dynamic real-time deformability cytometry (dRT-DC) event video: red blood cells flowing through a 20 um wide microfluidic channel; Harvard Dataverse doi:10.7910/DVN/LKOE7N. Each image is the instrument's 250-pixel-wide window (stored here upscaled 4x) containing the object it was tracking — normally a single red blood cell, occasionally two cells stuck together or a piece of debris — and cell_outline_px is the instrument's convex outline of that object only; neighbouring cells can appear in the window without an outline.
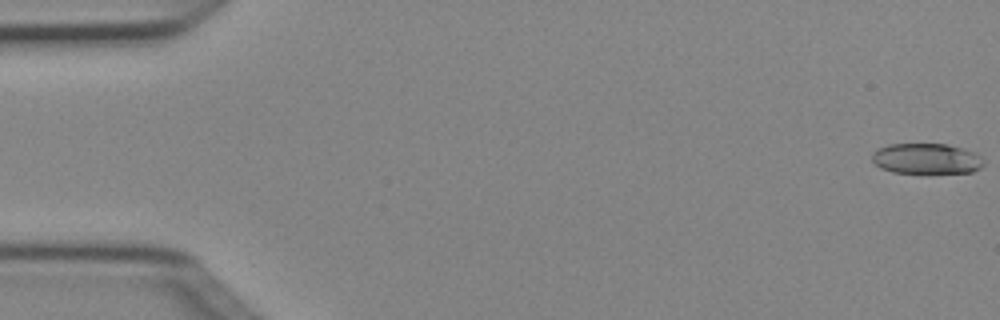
{"species": "Egyptian fruit bat (a non-hibernating species)", "species_latin": "Rousettus aegyptiacus", "temperature_condition": "cold", "stored_images_in_passage": 5, "segment_of_instrument_passage": [1, 2], "camera_frame_rate_fps": 3000, "um_per_image_px": 0.085, "animal": {"sex": "female"}, "frame": {"image": 1, "passage_image": 1, "time_ms": 0.0, "image_size_px": [1000, 320], "cell_outline_px": [[984, 164], [980, 168], [972, 172], [892, 172], [880, 168], [872, 160], [872, 152], [888, 144], [944, 144], [960, 148], [972, 152], [980, 156], [984, 160]], "centroid_in_image_um": [78.72, 13.48], "position_along_channel_um": 6.3, "area_um2": 19.54}}
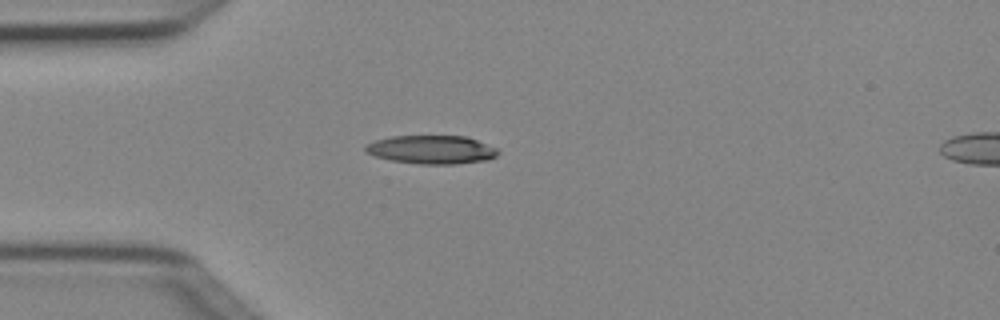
{"frame": {"image": 2, "passage_image": 4, "time_ms": 1.0, "image_size_px": [1000, 320], "cell_outline_px": [[500, 152], [496, 156], [488, 160], [456, 164], [420, 164], [392, 160], [376, 156], [364, 152], [364, 144], [376, 140], [392, 136], [468, 136], [496, 148]], "centroid_in_image_um": [36.68, 12.71], "position_along_channel_um": 48.3, "area_um2": 22.08}}